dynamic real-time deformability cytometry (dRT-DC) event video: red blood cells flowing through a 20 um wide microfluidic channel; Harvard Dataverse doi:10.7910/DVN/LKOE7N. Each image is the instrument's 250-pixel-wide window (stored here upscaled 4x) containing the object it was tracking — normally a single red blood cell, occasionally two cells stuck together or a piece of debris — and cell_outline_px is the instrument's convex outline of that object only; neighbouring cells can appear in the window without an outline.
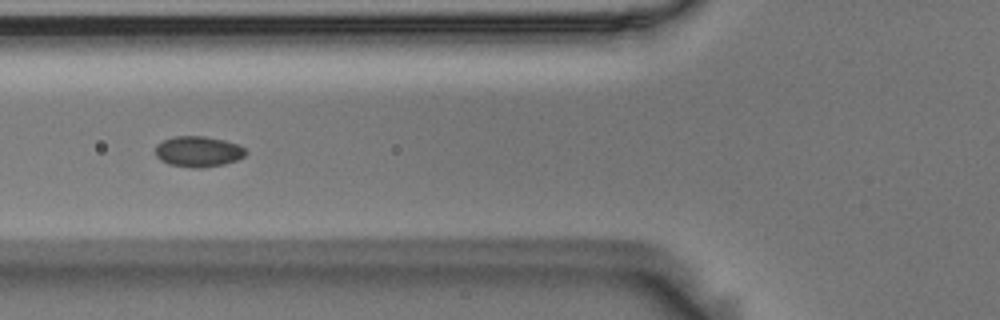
{"species": "Egyptian fruit bat (a non-hibernating species)", "species_latin": "Rousettus aegyptiacus", "temperature_condition": "room temperature", "stored_images_in_passage": 11, "camera_frame_rate_fps": 3000, "um_per_image_px": 0.085, "animal": {"sex": "male"}, "frame": {"image": 1, "passage_image": 7, "time_ms": 2.0, "image_size_px": [1000, 320], "cell_outline_px": [[248, 152], [244, 156], [236, 160], [224, 164], [204, 168], [192, 168], [168, 164], [160, 160], [156, 156], [156, 144], [172, 136], [204, 136], [224, 140], [236, 144], [244, 148]], "centroid_in_image_um": [16.83, 12.89], "position_along_channel_um": 109.0, "area_um2": 16.24}}